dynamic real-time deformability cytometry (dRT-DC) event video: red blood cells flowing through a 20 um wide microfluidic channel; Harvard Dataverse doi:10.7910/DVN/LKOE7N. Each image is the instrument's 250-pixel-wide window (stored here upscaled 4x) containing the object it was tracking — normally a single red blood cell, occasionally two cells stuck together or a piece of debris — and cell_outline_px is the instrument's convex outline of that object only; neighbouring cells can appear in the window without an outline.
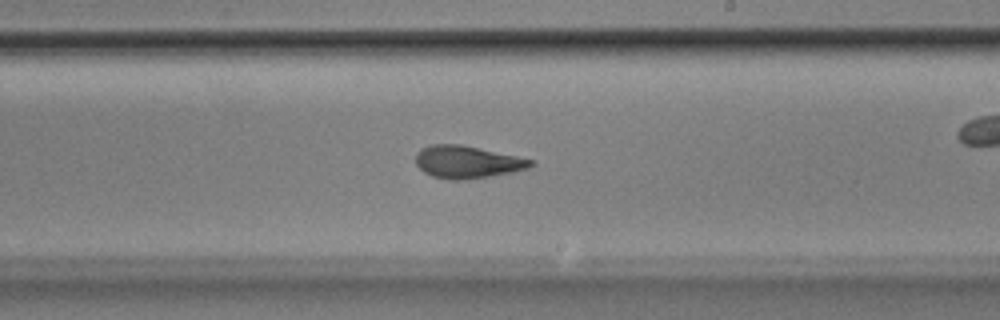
{"species": "Egyptian fruit bat (a non-hibernating species)", "species_latin": "Rousettus aegyptiacus", "temperature_condition": "room temperature", "stored_images_in_passage": 53, "camera_frame_rate_fps": 3000, "um_per_image_px": 0.085, "animal": {"sex": "male"}, "frame": {"image": 1, "passage_image": 31, "time_ms": 10.0, "image_size_px": [1000, 320], "cell_outline_px": [[536, 164], [528, 168], [512, 172], [464, 180], [452, 180], [432, 176], [424, 172], [416, 164], [416, 152], [420, 148], [432, 144], [460, 144], [536, 160]], "centroid_in_image_um": [39.71, 13.76], "position_along_channel_um": 249.3, "area_um2": 21.79}, "authors_computed_cell_mechanics": {"area_um2": 21.7906, "velocity_mm_per_s": 3.8518, "shape_relaxation_time_tau1_ms": 5.7178, "shape_relaxation_time_tau2_ms": 2.2681, "deformation_change_tau1": 0.1717, "deformation_change_tau2": 0.092}}